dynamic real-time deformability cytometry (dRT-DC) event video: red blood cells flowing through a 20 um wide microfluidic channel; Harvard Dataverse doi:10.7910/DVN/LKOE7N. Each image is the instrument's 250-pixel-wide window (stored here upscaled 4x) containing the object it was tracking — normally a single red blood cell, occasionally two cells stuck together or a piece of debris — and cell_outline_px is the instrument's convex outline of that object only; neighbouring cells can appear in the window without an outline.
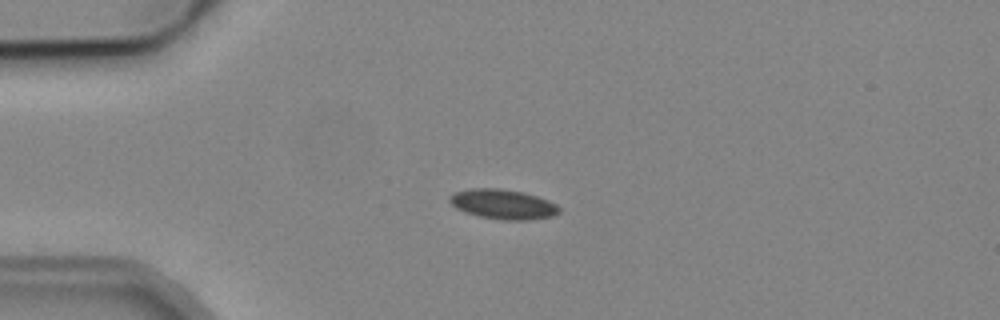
{"species": "common noctule bat (a hibernating species)", "species_latin": "Nyctalus noctula", "temperature_condition": "cold", "stored_images_in_passage": 2, "camera_frame_rate_fps": 3000, "um_per_image_px": 0.085, "animal": {"sex": "male", "body_mass_g": 19.2, "forearm_length_mm": 51.8}, "frame": {"image": 1, "passage_image": 1, "time_ms": 0.0, "image_size_px": [1000, 320], "cell_outline_px": [[560, 212], [552, 216], [524, 220], [504, 220], [480, 216], [456, 208], [448, 200], [448, 196], [456, 192], [468, 188], [500, 188], [524, 192], [548, 200], [556, 204], [560, 208]], "centroid_in_image_um": [42.75, 17.34], "position_along_channel_um": 42.2, "area_um2": 18.9}}